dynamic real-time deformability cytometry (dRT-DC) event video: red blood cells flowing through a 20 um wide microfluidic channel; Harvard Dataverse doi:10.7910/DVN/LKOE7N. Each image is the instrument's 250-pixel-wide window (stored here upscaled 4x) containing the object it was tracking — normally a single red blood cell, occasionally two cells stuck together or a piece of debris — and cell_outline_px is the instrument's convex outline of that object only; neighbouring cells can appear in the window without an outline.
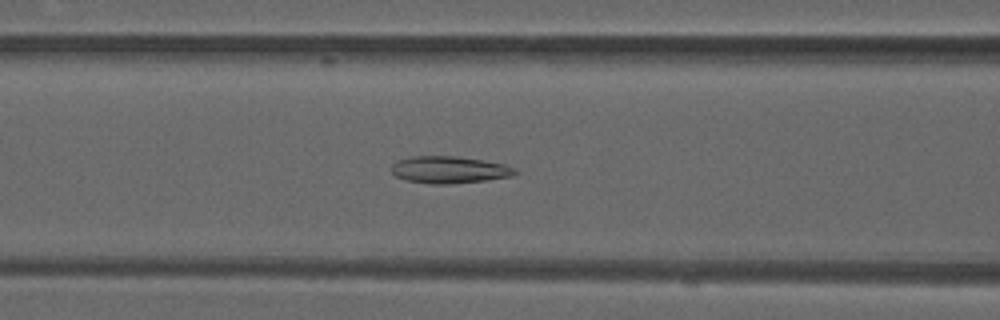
{"species": "common noctule bat (a hibernating species)", "species_latin": "Nyctalus noctula", "temperature_condition": "warm", "stored_images_in_passage": 45, "camera_frame_rate_fps": 3000, "um_per_image_px": 0.085, "animal": {"sex": "male", "forearm_length_mm": 52.5}, "frame": {"image": 1, "passage_image": 15, "time_ms": 4.667, "image_size_px": [1000, 320], "cell_outline_px": [[520, 172], [512, 176], [488, 180], [448, 184], [432, 184], [404, 180], [396, 176], [392, 172], [392, 164], [396, 160], [412, 156], [456, 156], [484, 160], [504, 164], [516, 168]], "centroid_in_image_um": [38.21, 14.43], "position_along_channel_um": 128.4, "area_um2": 19.71}}
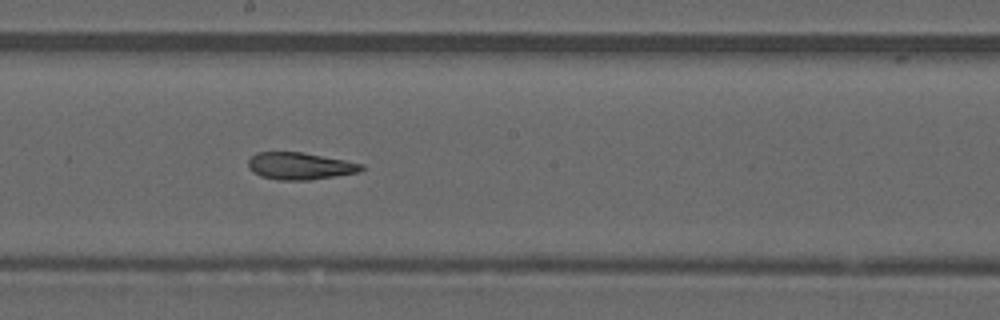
{"frame": {"image": 2, "passage_image": 22, "time_ms": 7.0, "image_size_px": [1000, 320], "cell_outline_px": [[364, 168], [360, 172], [336, 176], [308, 180], [280, 180], [260, 176], [252, 172], [248, 168], [248, 160], [256, 152], [300, 152], [344, 160], [364, 164]], "centroid_in_image_um": [25.48, 14.11], "position_along_channel_um": 222.7, "area_um2": 17.86}}
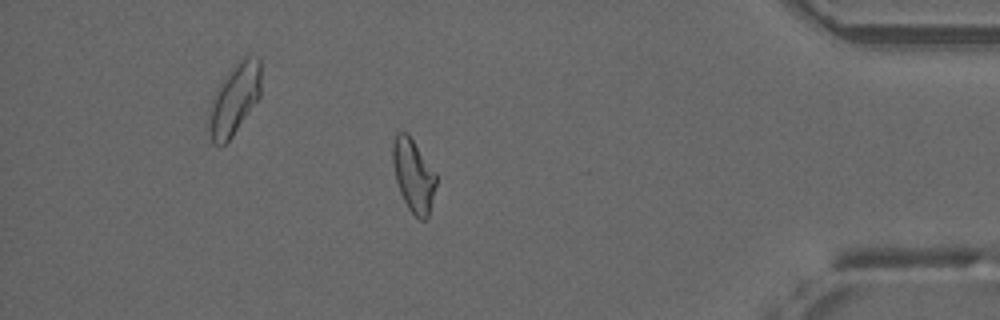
{"frame": {"image": 3, "passage_image": 38, "time_ms": 12.333, "image_size_px": [1000, 320], "cell_outline_px": [[436, 184], [428, 216], [424, 220], [420, 220], [408, 208], [400, 192], [396, 180], [392, 164], [392, 144], [396, 132], [408, 132], [436, 172]], "centroid_in_image_um": [35.13, 14.86], "position_along_channel_um": 400.1, "area_um2": 18.5}, "authors_computed_cell_mechanics": {"area_um2": 18.6116, "velocity_mm_per_s": 4.0521, "shape_relaxation_time_tau1_ms": null, "shape_relaxation_time_tau2_ms": 4.1189, "deformation_change_tau1": null, "deformation_change_tau2": 0.115}}